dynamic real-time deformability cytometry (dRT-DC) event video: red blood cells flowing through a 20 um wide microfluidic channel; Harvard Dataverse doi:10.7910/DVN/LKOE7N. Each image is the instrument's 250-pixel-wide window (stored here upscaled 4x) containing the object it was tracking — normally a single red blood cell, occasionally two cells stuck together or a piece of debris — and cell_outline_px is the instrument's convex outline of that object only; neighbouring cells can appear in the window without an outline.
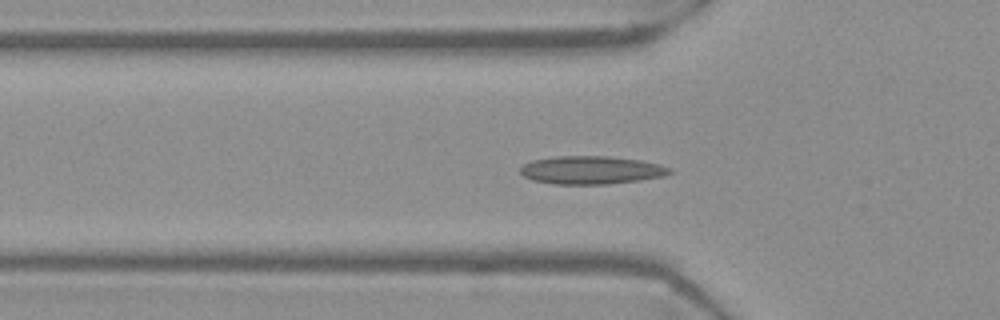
{"species": "Egyptian fruit bat (a non-hibernating species)", "species_latin": "Rousettus aegyptiacus", "temperature_condition": "warm", "stored_images_in_passage": 49, "camera_frame_rate_fps": 3000, "um_per_image_px": 0.085, "frame": {"image": 1, "passage_image": 11, "time_ms": 3.333, "image_size_px": [1000, 320], "cell_outline_px": [[664, 172], [652, 176], [628, 180], [584, 184], [580, 184], [540, 180], [528, 176], [524, 172], [528, 164], [540, 160], [628, 160], [648, 164], [660, 168]], "centroid_in_image_um": [50.12, 14.52], "position_along_channel_um": 75.7, "area_um2": 18.84}}
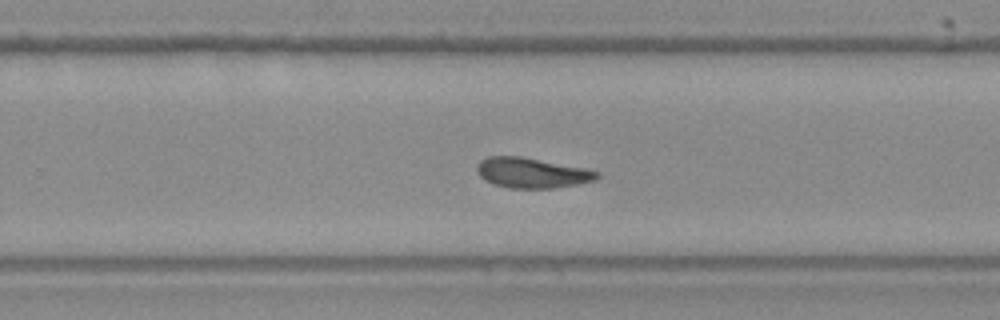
{"frame": {"image": 2, "passage_image": 28, "time_ms": 9.0, "image_size_px": [1000, 320], "cell_outline_px": [[596, 176], [588, 180], [536, 188], [528, 188], [500, 184], [488, 180], [480, 172], [480, 164], [484, 160], [496, 156], [512, 156], [596, 172]], "centroid_in_image_um": [45.09, 14.67], "position_along_channel_um": 284.7, "area_um2": 17.92}}
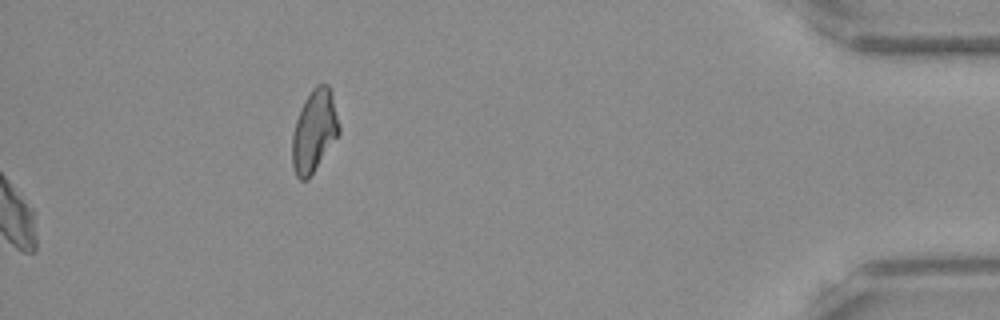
{"frame": {"image": 3, "passage_image": 49, "time_ms": 16.0, "image_size_px": [1000, 320], "cell_outline_px": [[336, 136], [312, 172], [304, 180], [296, 172], [292, 160], [292, 144], [296, 124], [300, 112], [308, 96], [320, 84], [324, 84], [328, 88], [336, 120]], "centroid_in_image_um": [26.65, 11.17], "position_along_channel_um": 408.6, "area_um2": 19.83}, "authors_computed_cell_mechanics": {"area_um2": 17.4556, "velocity_mm_per_s": 3.6796, "shape_relaxation_time_tau1_ms": null, "shape_relaxation_time_tau2_ms": 4.8386, "deformation_change_tau1": null, "deformation_change_tau2": 0.095}}